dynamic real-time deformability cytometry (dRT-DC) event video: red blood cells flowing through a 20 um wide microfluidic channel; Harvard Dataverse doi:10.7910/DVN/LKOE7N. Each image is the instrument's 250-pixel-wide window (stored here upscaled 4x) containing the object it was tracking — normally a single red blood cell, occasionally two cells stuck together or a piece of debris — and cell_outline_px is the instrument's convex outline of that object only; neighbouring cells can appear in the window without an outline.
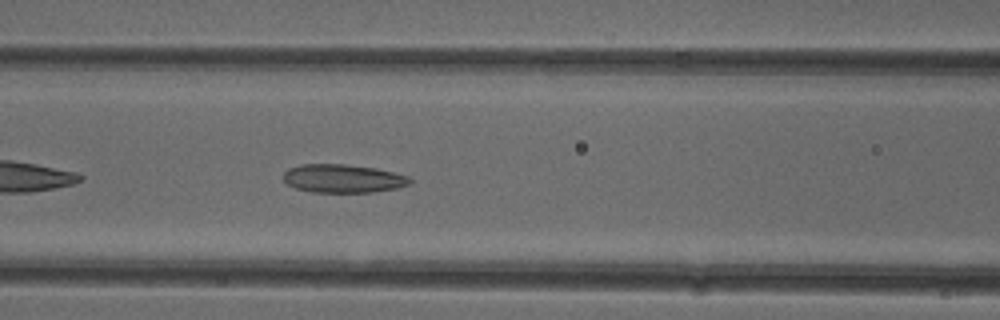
{"species": "common noctule bat (a hibernating species)", "species_latin": "Nyctalus noctula", "temperature_condition": "cold", "stored_images_in_passage": 13, "camera_frame_rate_fps": 3000, "um_per_image_px": 0.085, "animal": {"sex": "female"}, "frame": {"image": 1, "passage_image": 8, "time_ms": 2.333, "image_size_px": [1000, 320], "cell_outline_px": [[412, 180], [408, 184], [396, 188], [372, 192], [312, 192], [296, 188], [288, 184], [284, 180], [284, 172], [288, 168], [300, 164], [344, 164], [376, 168], [408, 176]], "centroid_in_image_um": [29.13, 15.17], "position_along_channel_um": 137.5, "area_um2": 20.81}}
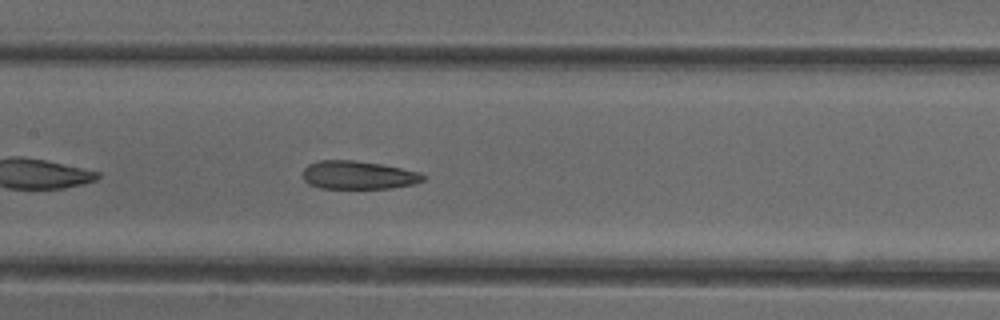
{"frame": {"image": 2, "passage_image": 11, "time_ms": 3.333, "image_size_px": [1000, 320], "cell_outline_px": [[424, 180], [412, 184], [392, 188], [320, 188], [308, 184], [304, 180], [304, 168], [308, 164], [320, 160], [356, 160], [380, 164], [420, 172], [424, 176]], "centroid_in_image_um": [30.43, 14.88], "position_along_channel_um": 177.0, "area_um2": 19.71}}